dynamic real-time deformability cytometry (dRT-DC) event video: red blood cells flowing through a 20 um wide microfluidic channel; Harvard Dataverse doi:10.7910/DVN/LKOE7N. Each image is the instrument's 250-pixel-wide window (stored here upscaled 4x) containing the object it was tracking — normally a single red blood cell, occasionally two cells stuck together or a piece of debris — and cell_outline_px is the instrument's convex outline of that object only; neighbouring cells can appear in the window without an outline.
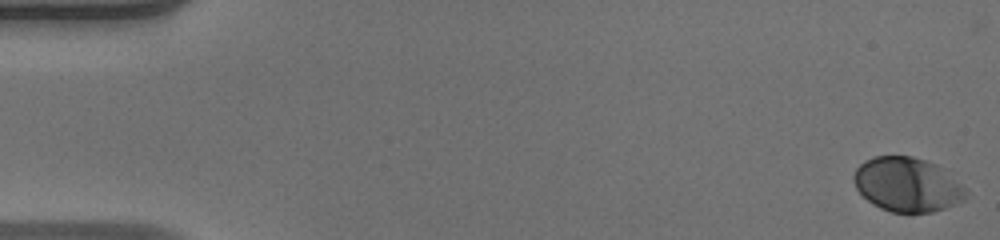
{"species": "human", "species_latin": "Homo sapiens", "temperature_condition": "warm", "stored_images_in_passage": 52, "camera_frame_rate_fps": 3000, "um_per_image_px": 0.085, "donor": {"sex": "male"}, "frame": {"image": 1, "passage_image": 1, "time_ms": 0.0, "image_size_px": [1000, 240], "cell_outline_px": [[968, 192], [964, 200], [944, 208], [932, 212], [892, 212], [880, 208], [872, 204], [856, 188], [852, 180], [852, 176], [856, 168], [864, 160], [872, 156], [912, 156], [936, 164], [968, 188]], "centroid_in_image_um": [77.11, 15.68], "position_along_channel_um": 7.9, "area_um2": 35.6}}
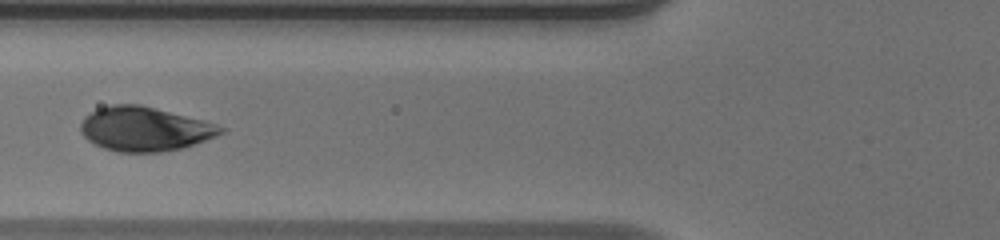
{"frame": {"image": 2, "passage_image": 21, "time_ms": 6.667, "image_size_px": [1000, 240], "cell_outline_px": [[228, 128], [224, 132], [216, 136], [184, 148], [160, 152], [116, 152], [104, 148], [88, 140], [80, 132], [80, 124], [84, 116], [100, 108], [112, 104], [140, 104], [204, 120]], "centroid_in_image_um": [12.31, 10.96], "position_along_channel_um": 113.5, "area_um2": 36.24}}
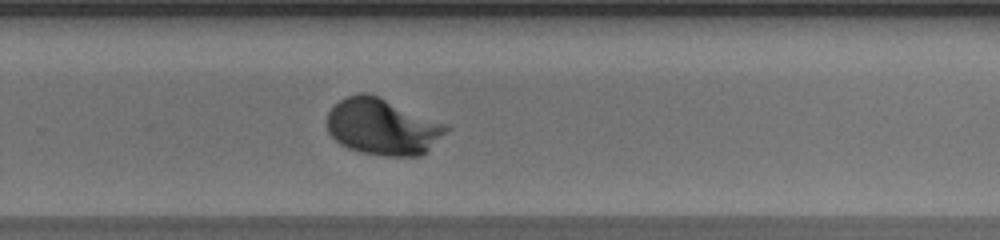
{"frame": {"image": 3, "passage_image": 35, "time_ms": 11.333, "image_size_px": [1000, 240], "cell_outline_px": [[452, 128], [420, 156], [384, 156], [360, 152], [348, 148], [340, 144], [328, 132], [328, 112], [340, 100], [348, 96], [360, 92], [368, 92], [448, 124]], "centroid_in_image_um": [32.54, 10.77], "position_along_channel_um": 297.3, "area_um2": 39.13}, "authors_computed_cell_mechanics": {"area_um2": 36.0094, "velocity_mm_per_s": 3.9581, "shape_relaxation_time_tau1_ms": 2.192, "shape_relaxation_time_tau2_ms": null, "deformation_change_tau1": 0.1577, "deformation_change_tau2": null}}